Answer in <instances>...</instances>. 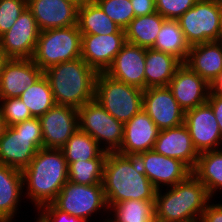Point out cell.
Returning <instances> with one entry per match:
<instances>
[{
    "mask_svg": "<svg viewBox=\"0 0 222 222\" xmlns=\"http://www.w3.org/2000/svg\"><path fill=\"white\" fill-rule=\"evenodd\" d=\"M102 186L108 208L127 200H155L156 189L142 171L136 156L109 152Z\"/></svg>",
    "mask_w": 222,
    "mask_h": 222,
    "instance_id": "obj_1",
    "label": "cell"
},
{
    "mask_svg": "<svg viewBox=\"0 0 222 222\" xmlns=\"http://www.w3.org/2000/svg\"><path fill=\"white\" fill-rule=\"evenodd\" d=\"M25 198L35 209L52 203L68 181V165L61 149L41 148L22 170Z\"/></svg>",
    "mask_w": 222,
    "mask_h": 222,
    "instance_id": "obj_2",
    "label": "cell"
},
{
    "mask_svg": "<svg viewBox=\"0 0 222 222\" xmlns=\"http://www.w3.org/2000/svg\"><path fill=\"white\" fill-rule=\"evenodd\" d=\"M166 189L155 194L156 222H199L212 201L206 187L193 174Z\"/></svg>",
    "mask_w": 222,
    "mask_h": 222,
    "instance_id": "obj_3",
    "label": "cell"
},
{
    "mask_svg": "<svg viewBox=\"0 0 222 222\" xmlns=\"http://www.w3.org/2000/svg\"><path fill=\"white\" fill-rule=\"evenodd\" d=\"M56 104L82 107L95 98L97 72L82 58L53 65L43 71Z\"/></svg>",
    "mask_w": 222,
    "mask_h": 222,
    "instance_id": "obj_4",
    "label": "cell"
},
{
    "mask_svg": "<svg viewBox=\"0 0 222 222\" xmlns=\"http://www.w3.org/2000/svg\"><path fill=\"white\" fill-rule=\"evenodd\" d=\"M41 148L43 136L39 118L7 126L0 139V164L22 171Z\"/></svg>",
    "mask_w": 222,
    "mask_h": 222,
    "instance_id": "obj_5",
    "label": "cell"
},
{
    "mask_svg": "<svg viewBox=\"0 0 222 222\" xmlns=\"http://www.w3.org/2000/svg\"><path fill=\"white\" fill-rule=\"evenodd\" d=\"M143 89L98 73L95 82V100L123 124L143 108Z\"/></svg>",
    "mask_w": 222,
    "mask_h": 222,
    "instance_id": "obj_6",
    "label": "cell"
},
{
    "mask_svg": "<svg viewBox=\"0 0 222 222\" xmlns=\"http://www.w3.org/2000/svg\"><path fill=\"white\" fill-rule=\"evenodd\" d=\"M82 34L78 25L40 31L32 60L42 71L81 58Z\"/></svg>",
    "mask_w": 222,
    "mask_h": 222,
    "instance_id": "obj_7",
    "label": "cell"
},
{
    "mask_svg": "<svg viewBox=\"0 0 222 222\" xmlns=\"http://www.w3.org/2000/svg\"><path fill=\"white\" fill-rule=\"evenodd\" d=\"M78 123L79 129L95 139L105 152L120 149L124 124L111 116L95 99L78 108Z\"/></svg>",
    "mask_w": 222,
    "mask_h": 222,
    "instance_id": "obj_8",
    "label": "cell"
},
{
    "mask_svg": "<svg viewBox=\"0 0 222 222\" xmlns=\"http://www.w3.org/2000/svg\"><path fill=\"white\" fill-rule=\"evenodd\" d=\"M52 204L62 212L87 220H93V214L109 212L102 184L83 185L68 180Z\"/></svg>",
    "mask_w": 222,
    "mask_h": 222,
    "instance_id": "obj_9",
    "label": "cell"
},
{
    "mask_svg": "<svg viewBox=\"0 0 222 222\" xmlns=\"http://www.w3.org/2000/svg\"><path fill=\"white\" fill-rule=\"evenodd\" d=\"M222 9L214 0H198L178 20L187 43L191 46L220 38Z\"/></svg>",
    "mask_w": 222,
    "mask_h": 222,
    "instance_id": "obj_10",
    "label": "cell"
},
{
    "mask_svg": "<svg viewBox=\"0 0 222 222\" xmlns=\"http://www.w3.org/2000/svg\"><path fill=\"white\" fill-rule=\"evenodd\" d=\"M184 124L188 128L193 145L199 154L222 149L219 124L208 102L185 111Z\"/></svg>",
    "mask_w": 222,
    "mask_h": 222,
    "instance_id": "obj_11",
    "label": "cell"
},
{
    "mask_svg": "<svg viewBox=\"0 0 222 222\" xmlns=\"http://www.w3.org/2000/svg\"><path fill=\"white\" fill-rule=\"evenodd\" d=\"M136 159L156 190L165 188V186L173 187L192 174V170L181 160L166 157L154 150L140 153L136 155Z\"/></svg>",
    "mask_w": 222,
    "mask_h": 222,
    "instance_id": "obj_12",
    "label": "cell"
},
{
    "mask_svg": "<svg viewBox=\"0 0 222 222\" xmlns=\"http://www.w3.org/2000/svg\"><path fill=\"white\" fill-rule=\"evenodd\" d=\"M43 148L61 149L79 129L78 108L55 104L39 118Z\"/></svg>",
    "mask_w": 222,
    "mask_h": 222,
    "instance_id": "obj_13",
    "label": "cell"
},
{
    "mask_svg": "<svg viewBox=\"0 0 222 222\" xmlns=\"http://www.w3.org/2000/svg\"><path fill=\"white\" fill-rule=\"evenodd\" d=\"M40 30L26 7L10 30L0 36V45L10 59H32Z\"/></svg>",
    "mask_w": 222,
    "mask_h": 222,
    "instance_id": "obj_14",
    "label": "cell"
},
{
    "mask_svg": "<svg viewBox=\"0 0 222 222\" xmlns=\"http://www.w3.org/2000/svg\"><path fill=\"white\" fill-rule=\"evenodd\" d=\"M160 129L180 126L185 112L168 86L149 87L143 91V108Z\"/></svg>",
    "mask_w": 222,
    "mask_h": 222,
    "instance_id": "obj_15",
    "label": "cell"
},
{
    "mask_svg": "<svg viewBox=\"0 0 222 222\" xmlns=\"http://www.w3.org/2000/svg\"><path fill=\"white\" fill-rule=\"evenodd\" d=\"M125 43V33L82 34L81 58L97 73H105Z\"/></svg>",
    "mask_w": 222,
    "mask_h": 222,
    "instance_id": "obj_16",
    "label": "cell"
},
{
    "mask_svg": "<svg viewBox=\"0 0 222 222\" xmlns=\"http://www.w3.org/2000/svg\"><path fill=\"white\" fill-rule=\"evenodd\" d=\"M168 87L183 111H187L207 102L210 84L182 63Z\"/></svg>",
    "mask_w": 222,
    "mask_h": 222,
    "instance_id": "obj_17",
    "label": "cell"
},
{
    "mask_svg": "<svg viewBox=\"0 0 222 222\" xmlns=\"http://www.w3.org/2000/svg\"><path fill=\"white\" fill-rule=\"evenodd\" d=\"M145 58V48L126 42L105 74L145 90Z\"/></svg>",
    "mask_w": 222,
    "mask_h": 222,
    "instance_id": "obj_18",
    "label": "cell"
},
{
    "mask_svg": "<svg viewBox=\"0 0 222 222\" xmlns=\"http://www.w3.org/2000/svg\"><path fill=\"white\" fill-rule=\"evenodd\" d=\"M40 31L77 25L78 6L69 0H27Z\"/></svg>",
    "mask_w": 222,
    "mask_h": 222,
    "instance_id": "obj_19",
    "label": "cell"
},
{
    "mask_svg": "<svg viewBox=\"0 0 222 222\" xmlns=\"http://www.w3.org/2000/svg\"><path fill=\"white\" fill-rule=\"evenodd\" d=\"M42 75L32 59H10L0 74V99L20 97Z\"/></svg>",
    "mask_w": 222,
    "mask_h": 222,
    "instance_id": "obj_20",
    "label": "cell"
},
{
    "mask_svg": "<svg viewBox=\"0 0 222 222\" xmlns=\"http://www.w3.org/2000/svg\"><path fill=\"white\" fill-rule=\"evenodd\" d=\"M160 129L142 109L130 121L124 123V137L120 149L122 155L136 156L153 150Z\"/></svg>",
    "mask_w": 222,
    "mask_h": 222,
    "instance_id": "obj_21",
    "label": "cell"
},
{
    "mask_svg": "<svg viewBox=\"0 0 222 222\" xmlns=\"http://www.w3.org/2000/svg\"><path fill=\"white\" fill-rule=\"evenodd\" d=\"M153 150L166 157L181 160L191 170L195 168L199 156L184 123L177 127L160 130Z\"/></svg>",
    "mask_w": 222,
    "mask_h": 222,
    "instance_id": "obj_22",
    "label": "cell"
},
{
    "mask_svg": "<svg viewBox=\"0 0 222 222\" xmlns=\"http://www.w3.org/2000/svg\"><path fill=\"white\" fill-rule=\"evenodd\" d=\"M22 171L0 164V222H12L25 197Z\"/></svg>",
    "mask_w": 222,
    "mask_h": 222,
    "instance_id": "obj_23",
    "label": "cell"
},
{
    "mask_svg": "<svg viewBox=\"0 0 222 222\" xmlns=\"http://www.w3.org/2000/svg\"><path fill=\"white\" fill-rule=\"evenodd\" d=\"M185 64L211 84L222 72V47L218 41L193 45Z\"/></svg>",
    "mask_w": 222,
    "mask_h": 222,
    "instance_id": "obj_24",
    "label": "cell"
},
{
    "mask_svg": "<svg viewBox=\"0 0 222 222\" xmlns=\"http://www.w3.org/2000/svg\"><path fill=\"white\" fill-rule=\"evenodd\" d=\"M182 62L172 54L146 49L145 89L168 86Z\"/></svg>",
    "mask_w": 222,
    "mask_h": 222,
    "instance_id": "obj_25",
    "label": "cell"
},
{
    "mask_svg": "<svg viewBox=\"0 0 222 222\" xmlns=\"http://www.w3.org/2000/svg\"><path fill=\"white\" fill-rule=\"evenodd\" d=\"M77 25L81 34L125 33L94 0L78 7Z\"/></svg>",
    "mask_w": 222,
    "mask_h": 222,
    "instance_id": "obj_26",
    "label": "cell"
},
{
    "mask_svg": "<svg viewBox=\"0 0 222 222\" xmlns=\"http://www.w3.org/2000/svg\"><path fill=\"white\" fill-rule=\"evenodd\" d=\"M192 174L206 187L210 197L222 190V149L200 153Z\"/></svg>",
    "mask_w": 222,
    "mask_h": 222,
    "instance_id": "obj_27",
    "label": "cell"
},
{
    "mask_svg": "<svg viewBox=\"0 0 222 222\" xmlns=\"http://www.w3.org/2000/svg\"><path fill=\"white\" fill-rule=\"evenodd\" d=\"M164 20L158 12L135 17L125 29L126 42L145 49L153 48Z\"/></svg>",
    "mask_w": 222,
    "mask_h": 222,
    "instance_id": "obj_28",
    "label": "cell"
},
{
    "mask_svg": "<svg viewBox=\"0 0 222 222\" xmlns=\"http://www.w3.org/2000/svg\"><path fill=\"white\" fill-rule=\"evenodd\" d=\"M152 49L172 54L182 63L186 62L190 45L185 39L178 20H164Z\"/></svg>",
    "mask_w": 222,
    "mask_h": 222,
    "instance_id": "obj_29",
    "label": "cell"
},
{
    "mask_svg": "<svg viewBox=\"0 0 222 222\" xmlns=\"http://www.w3.org/2000/svg\"><path fill=\"white\" fill-rule=\"evenodd\" d=\"M61 150L67 165L79 160L106 159L108 153L100 147L95 139L80 129L67 140Z\"/></svg>",
    "mask_w": 222,
    "mask_h": 222,
    "instance_id": "obj_30",
    "label": "cell"
},
{
    "mask_svg": "<svg viewBox=\"0 0 222 222\" xmlns=\"http://www.w3.org/2000/svg\"><path fill=\"white\" fill-rule=\"evenodd\" d=\"M108 211L113 217L105 218L103 222H154L155 200L131 199L113 204Z\"/></svg>",
    "mask_w": 222,
    "mask_h": 222,
    "instance_id": "obj_31",
    "label": "cell"
},
{
    "mask_svg": "<svg viewBox=\"0 0 222 222\" xmlns=\"http://www.w3.org/2000/svg\"><path fill=\"white\" fill-rule=\"evenodd\" d=\"M19 99L35 118H40L56 104L49 81L44 74L32 86L27 87Z\"/></svg>",
    "mask_w": 222,
    "mask_h": 222,
    "instance_id": "obj_32",
    "label": "cell"
},
{
    "mask_svg": "<svg viewBox=\"0 0 222 222\" xmlns=\"http://www.w3.org/2000/svg\"><path fill=\"white\" fill-rule=\"evenodd\" d=\"M105 159L76 161L68 165V180L75 184H102Z\"/></svg>",
    "mask_w": 222,
    "mask_h": 222,
    "instance_id": "obj_33",
    "label": "cell"
},
{
    "mask_svg": "<svg viewBox=\"0 0 222 222\" xmlns=\"http://www.w3.org/2000/svg\"><path fill=\"white\" fill-rule=\"evenodd\" d=\"M121 29L125 30L135 18L130 0H94Z\"/></svg>",
    "mask_w": 222,
    "mask_h": 222,
    "instance_id": "obj_34",
    "label": "cell"
},
{
    "mask_svg": "<svg viewBox=\"0 0 222 222\" xmlns=\"http://www.w3.org/2000/svg\"><path fill=\"white\" fill-rule=\"evenodd\" d=\"M0 113L7 126H14L32 118L29 109L19 97L0 99Z\"/></svg>",
    "mask_w": 222,
    "mask_h": 222,
    "instance_id": "obj_35",
    "label": "cell"
},
{
    "mask_svg": "<svg viewBox=\"0 0 222 222\" xmlns=\"http://www.w3.org/2000/svg\"><path fill=\"white\" fill-rule=\"evenodd\" d=\"M27 7V0H0V36L10 30Z\"/></svg>",
    "mask_w": 222,
    "mask_h": 222,
    "instance_id": "obj_36",
    "label": "cell"
},
{
    "mask_svg": "<svg viewBox=\"0 0 222 222\" xmlns=\"http://www.w3.org/2000/svg\"><path fill=\"white\" fill-rule=\"evenodd\" d=\"M198 0H155L156 12L165 19L177 20Z\"/></svg>",
    "mask_w": 222,
    "mask_h": 222,
    "instance_id": "obj_37",
    "label": "cell"
},
{
    "mask_svg": "<svg viewBox=\"0 0 222 222\" xmlns=\"http://www.w3.org/2000/svg\"><path fill=\"white\" fill-rule=\"evenodd\" d=\"M36 222H70V215L58 210L52 203L37 209Z\"/></svg>",
    "mask_w": 222,
    "mask_h": 222,
    "instance_id": "obj_38",
    "label": "cell"
},
{
    "mask_svg": "<svg viewBox=\"0 0 222 222\" xmlns=\"http://www.w3.org/2000/svg\"><path fill=\"white\" fill-rule=\"evenodd\" d=\"M199 222H222V203H208Z\"/></svg>",
    "mask_w": 222,
    "mask_h": 222,
    "instance_id": "obj_39",
    "label": "cell"
},
{
    "mask_svg": "<svg viewBox=\"0 0 222 222\" xmlns=\"http://www.w3.org/2000/svg\"><path fill=\"white\" fill-rule=\"evenodd\" d=\"M135 17L145 16L156 12L155 0H130Z\"/></svg>",
    "mask_w": 222,
    "mask_h": 222,
    "instance_id": "obj_40",
    "label": "cell"
},
{
    "mask_svg": "<svg viewBox=\"0 0 222 222\" xmlns=\"http://www.w3.org/2000/svg\"><path fill=\"white\" fill-rule=\"evenodd\" d=\"M207 102L210 104L212 111L216 117V120L219 124L221 136H222V96L213 94L210 91Z\"/></svg>",
    "mask_w": 222,
    "mask_h": 222,
    "instance_id": "obj_41",
    "label": "cell"
},
{
    "mask_svg": "<svg viewBox=\"0 0 222 222\" xmlns=\"http://www.w3.org/2000/svg\"><path fill=\"white\" fill-rule=\"evenodd\" d=\"M210 91L213 94L222 96V72L221 74L210 84Z\"/></svg>",
    "mask_w": 222,
    "mask_h": 222,
    "instance_id": "obj_42",
    "label": "cell"
},
{
    "mask_svg": "<svg viewBox=\"0 0 222 222\" xmlns=\"http://www.w3.org/2000/svg\"><path fill=\"white\" fill-rule=\"evenodd\" d=\"M10 60V58L7 56L6 52L0 45V74L3 70V67L5 64Z\"/></svg>",
    "mask_w": 222,
    "mask_h": 222,
    "instance_id": "obj_43",
    "label": "cell"
},
{
    "mask_svg": "<svg viewBox=\"0 0 222 222\" xmlns=\"http://www.w3.org/2000/svg\"><path fill=\"white\" fill-rule=\"evenodd\" d=\"M6 127H7V125H6L4 119L2 118V115H1V113H0V139H1L2 136H3Z\"/></svg>",
    "mask_w": 222,
    "mask_h": 222,
    "instance_id": "obj_44",
    "label": "cell"
},
{
    "mask_svg": "<svg viewBox=\"0 0 222 222\" xmlns=\"http://www.w3.org/2000/svg\"><path fill=\"white\" fill-rule=\"evenodd\" d=\"M69 1L74 3L76 6L80 7V6L85 5L88 2H91L92 0H69Z\"/></svg>",
    "mask_w": 222,
    "mask_h": 222,
    "instance_id": "obj_45",
    "label": "cell"
},
{
    "mask_svg": "<svg viewBox=\"0 0 222 222\" xmlns=\"http://www.w3.org/2000/svg\"><path fill=\"white\" fill-rule=\"evenodd\" d=\"M89 220L84 218H78L75 216L70 215V222H88Z\"/></svg>",
    "mask_w": 222,
    "mask_h": 222,
    "instance_id": "obj_46",
    "label": "cell"
},
{
    "mask_svg": "<svg viewBox=\"0 0 222 222\" xmlns=\"http://www.w3.org/2000/svg\"><path fill=\"white\" fill-rule=\"evenodd\" d=\"M214 1L222 9V0H214Z\"/></svg>",
    "mask_w": 222,
    "mask_h": 222,
    "instance_id": "obj_47",
    "label": "cell"
},
{
    "mask_svg": "<svg viewBox=\"0 0 222 222\" xmlns=\"http://www.w3.org/2000/svg\"><path fill=\"white\" fill-rule=\"evenodd\" d=\"M220 36H222V11H221V21H220Z\"/></svg>",
    "mask_w": 222,
    "mask_h": 222,
    "instance_id": "obj_48",
    "label": "cell"
},
{
    "mask_svg": "<svg viewBox=\"0 0 222 222\" xmlns=\"http://www.w3.org/2000/svg\"><path fill=\"white\" fill-rule=\"evenodd\" d=\"M218 42H219V44H220L221 47H222V36H220V38L218 39Z\"/></svg>",
    "mask_w": 222,
    "mask_h": 222,
    "instance_id": "obj_49",
    "label": "cell"
}]
</instances>
